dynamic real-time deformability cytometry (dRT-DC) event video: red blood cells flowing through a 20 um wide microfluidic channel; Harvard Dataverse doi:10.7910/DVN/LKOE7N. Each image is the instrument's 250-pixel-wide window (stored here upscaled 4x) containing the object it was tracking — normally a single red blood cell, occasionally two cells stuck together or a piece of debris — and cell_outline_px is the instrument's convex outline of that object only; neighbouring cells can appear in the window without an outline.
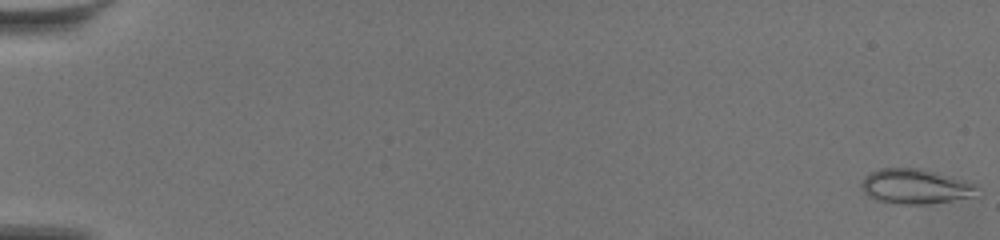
{"species": "common noctule bat (a hibernating species)", "species_latin": "Nyctalus noctula", "temperature_condition": "warm", "stored_images_in_passage": 61, "camera_frame_rate_fps": 3000, "um_per_image_px": 0.085, "animal": {"sex": "female", "body_mass_g": 19.5, "forearm_length_mm": 54.1}, "frame": {"image": 1, "passage_image": 1, "time_ms": 0.0, "image_size_px": [1000, 240], "cell_outline_px": [[984, 192], [980, 196], [924, 204], [900, 204], [876, 200], [868, 196], [860, 188], [860, 184], [864, 176], [868, 172], [880, 168], [920, 168], [980, 184]], "centroid_in_image_um": [77.89, 15.85], "position_along_channel_um": 7.1, "area_um2": 24.22}}
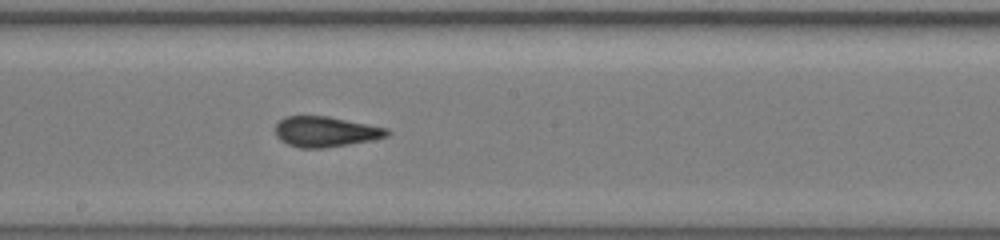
{"frame": {"image": 2, "passage_image": 36, "time_ms": 11.667, "image_size_px": [1000, 240], "cell_outline_px": [[392, 132], [388, 136], [372, 140], [324, 148], [300, 148], [288, 144], [280, 140], [276, 136], [276, 124], [284, 116], [328, 116], [388, 128]], "centroid_in_image_um": [27.69, 11.19], "position_along_channel_um": 220.5, "area_um2": 19.83}}
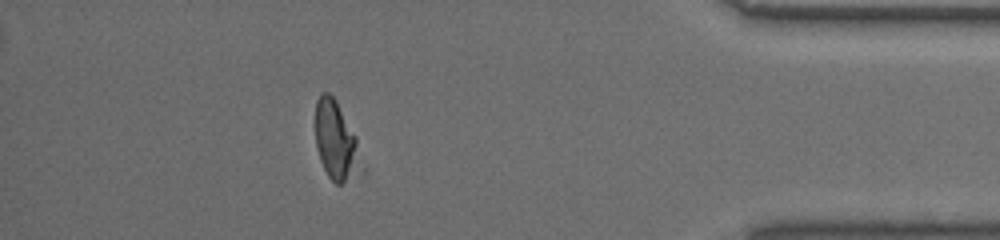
{"frame": {"image": 3, "passage_image": 55, "time_ms": 18.0, "image_size_px": [1000, 240], "cell_outline_px": [[356, 144], [344, 180], [340, 184], [336, 184], [328, 176], [320, 160], [316, 144], [316, 100], [320, 92], [328, 92], [336, 100], [356, 136]], "centroid_in_image_um": [28.36, 11.7], "position_along_channel_um": 406.8, "area_um2": 18.44}, "authors_computed_cell_mechanics": {"area_um2": 20.0566, "velocity_mm_per_s": 3.5444, "shape_relaxation_time_tau1_ms": 6.9791, "shape_relaxation_time_tau2_ms": 1.5223, "deformation_change_tau1": 0.18, "deformation_change_tau2": 0.0708}}